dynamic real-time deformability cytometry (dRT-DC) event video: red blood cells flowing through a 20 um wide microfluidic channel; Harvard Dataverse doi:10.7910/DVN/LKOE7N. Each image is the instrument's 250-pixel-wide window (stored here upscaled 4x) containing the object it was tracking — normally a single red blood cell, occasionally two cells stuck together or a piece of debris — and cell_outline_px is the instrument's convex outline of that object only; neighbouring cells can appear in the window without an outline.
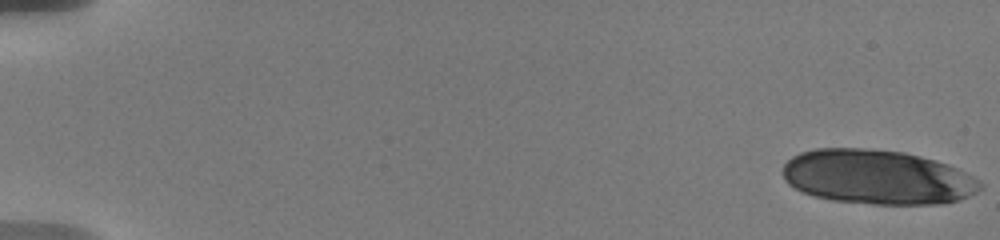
{"species": "human", "species_latin": "Homo sapiens", "temperature_condition": "warm", "stored_images_in_passage": 14, "camera_frame_rate_fps": 3000, "um_per_image_px": 0.085, "donor": {"sex": "male"}, "frame": {"image": 1, "passage_image": 1, "time_ms": 0.0, "image_size_px": [1000, 240], "cell_outline_px": [[984, 184], [976, 192], [960, 200], [944, 204], [872, 204], [832, 200], [816, 196], [804, 192], [788, 184], [784, 180], [784, 164], [792, 156], [800, 152], [816, 148], [864, 148], [904, 152], [936, 160], [948, 164], [980, 180]], "centroid_in_image_um": [74.59, 15.05], "position_along_channel_um": 10.4, "area_um2": 62.77}}